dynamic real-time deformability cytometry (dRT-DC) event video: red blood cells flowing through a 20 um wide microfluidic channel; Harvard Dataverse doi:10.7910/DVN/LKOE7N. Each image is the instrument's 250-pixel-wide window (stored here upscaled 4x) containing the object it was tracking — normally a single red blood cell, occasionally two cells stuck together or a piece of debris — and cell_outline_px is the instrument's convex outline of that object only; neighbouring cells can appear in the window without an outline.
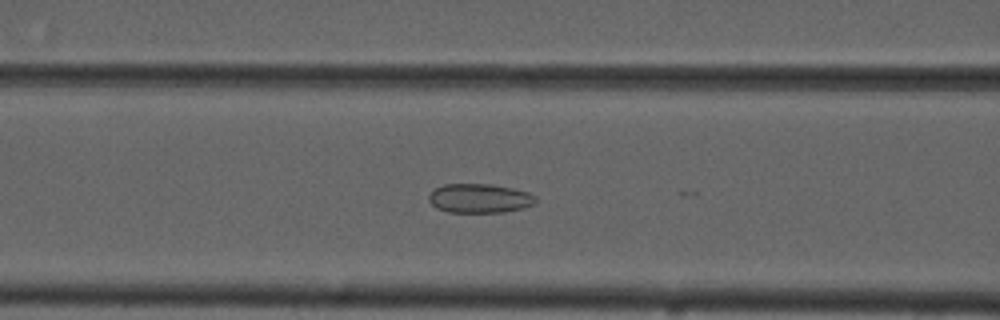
{"species": "common noctule bat (a hibernating species)", "species_latin": "Nyctalus noctula", "temperature_condition": "cold", "stored_images_in_passage": 24, "camera_frame_rate_fps": 3000, "um_per_image_px": 0.085, "animal": {"sex": "male", "forearm_length_mm": 52.5}, "frame": {"image": 1, "passage_image": 23, "time_ms": 7.333, "image_size_px": [1000, 320], "cell_outline_px": [[536, 200], [532, 204], [524, 208], [504, 212], [448, 212], [436, 208], [428, 200], [428, 196], [436, 188], [444, 184], [488, 184], [512, 188], [528, 192], [536, 196]], "centroid_in_image_um": [40.75, 16.86], "position_along_channel_um": 125.8, "area_um2": 18.09}}